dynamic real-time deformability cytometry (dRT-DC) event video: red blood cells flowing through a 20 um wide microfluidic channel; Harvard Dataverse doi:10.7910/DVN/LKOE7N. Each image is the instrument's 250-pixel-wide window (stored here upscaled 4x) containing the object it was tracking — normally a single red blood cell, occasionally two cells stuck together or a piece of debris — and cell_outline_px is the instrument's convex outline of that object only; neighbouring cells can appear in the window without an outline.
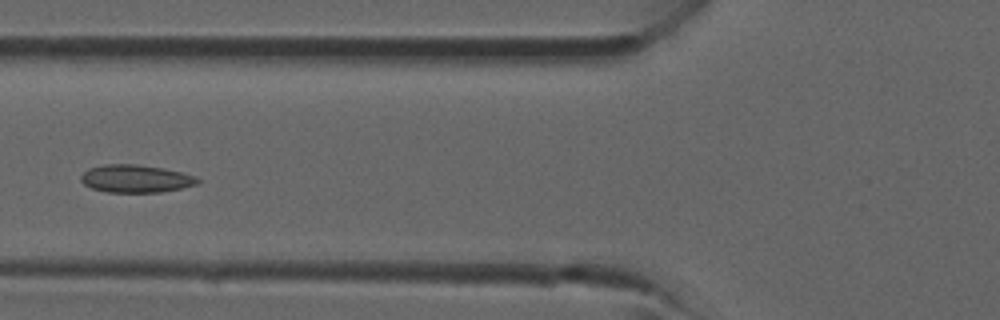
{"species": "common noctule bat (a hibernating species)", "species_latin": "Nyctalus noctula", "temperature_condition": "room temperature", "stored_images_in_passage": 30, "camera_frame_rate_fps": 3000, "um_per_image_px": 0.085, "animal": {"sex": "male", "forearm_length_mm": 52.5}, "frame": {"image": 1, "passage_image": 7, "time_ms": 2.0, "image_size_px": [1000, 320], "cell_outline_px": [[200, 180], [196, 184], [180, 188], [160, 192], [108, 192], [92, 188], [84, 184], [80, 180], [80, 176], [88, 168], [104, 164], [136, 164], [164, 168], [184, 172], [196, 176]], "centroid_in_image_um": [11.53, 15.17], "position_along_channel_um": 114.3, "area_um2": 18.9}}
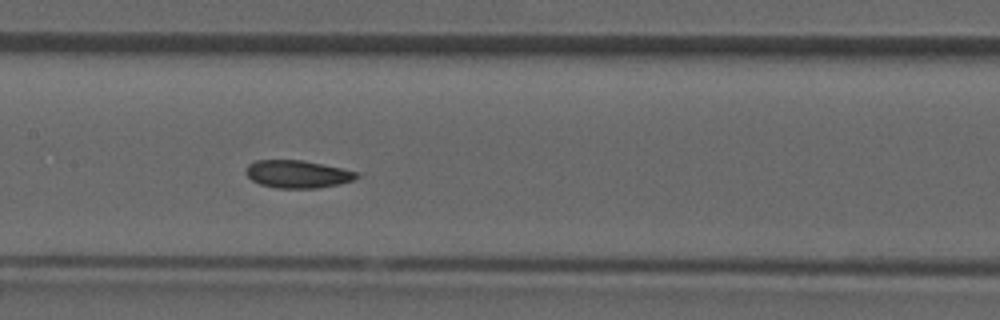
{"frame": {"image": 2, "passage_image": 11, "time_ms": 3.333, "image_size_px": [1000, 320], "cell_outline_px": [[364, 172], [356, 180], [340, 184], [316, 188], [276, 188], [260, 184], [252, 180], [244, 172], [244, 168], [248, 164], [256, 160], [304, 160]], "centroid_in_image_um": [25.36, 14.79], "position_along_channel_um": 182.0, "area_um2": 18.38}}
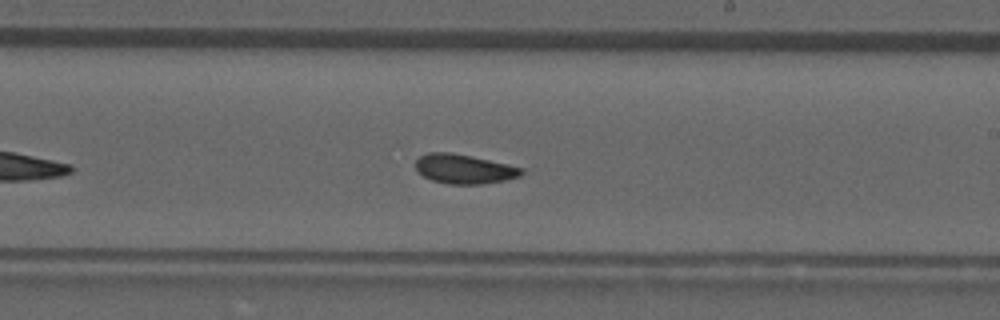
{"frame": {"image": 3, "passage_image": 15, "time_ms": 4.667, "image_size_px": [1000, 320], "cell_outline_px": [[524, 172], [520, 176], [504, 180], [480, 184], [448, 184], [432, 180], [416, 172], [416, 160], [420, 156], [428, 152], [448, 152], [508, 164], [524, 168]], "centroid_in_image_um": [39.43, 14.37], "position_along_channel_um": 249.6, "area_um2": 17.98}}